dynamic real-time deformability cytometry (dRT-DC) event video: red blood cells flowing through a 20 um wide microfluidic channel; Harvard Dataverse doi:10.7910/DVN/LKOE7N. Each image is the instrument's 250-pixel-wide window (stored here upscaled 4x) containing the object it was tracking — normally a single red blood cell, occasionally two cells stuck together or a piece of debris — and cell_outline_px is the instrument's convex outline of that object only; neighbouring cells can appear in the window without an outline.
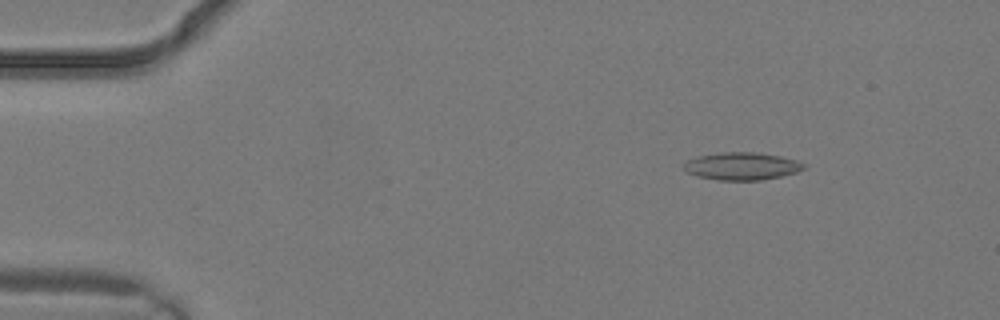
{"species": "common noctule bat (a hibernating species)", "species_latin": "Nyctalus noctula", "temperature_condition": "warm", "stored_images_in_passage": 3, "camera_frame_rate_fps": 3000, "um_per_image_px": 0.085, "animal": {"sex": "male", "body_mass_g": 19.2, "forearm_length_mm": 51.8}, "frame": {"image": 1, "passage_image": 2, "time_ms": 0.333, "image_size_px": [1000, 320], "cell_outline_px": [[804, 168], [796, 172], [780, 176], [760, 180], [716, 180], [696, 176], [680, 168], [680, 164], [696, 156], [720, 152], [756, 152], [780, 156], [796, 160], [804, 164]], "centroid_in_image_um": [62.96, 14.12], "position_along_channel_um": 22.0, "area_um2": 19.42}}